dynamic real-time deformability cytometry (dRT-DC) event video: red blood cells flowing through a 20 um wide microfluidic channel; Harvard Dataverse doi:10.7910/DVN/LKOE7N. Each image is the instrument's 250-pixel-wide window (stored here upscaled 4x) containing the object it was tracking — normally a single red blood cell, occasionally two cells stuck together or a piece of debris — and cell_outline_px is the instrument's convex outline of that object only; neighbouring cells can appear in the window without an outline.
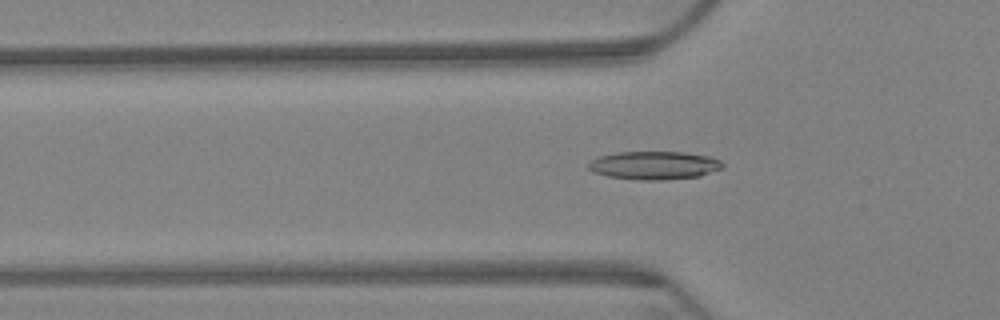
{"species": "Egyptian fruit bat (a non-hibernating species)", "species_latin": "Rousettus aegyptiacus", "temperature_condition": "warm", "stored_images_in_passage": 63, "camera_frame_rate_fps": 3000, "um_per_image_px": 0.085, "animal": {"sex": "female"}, "frame": {"image": 1, "passage_image": 20, "time_ms": 6.333, "image_size_px": [1000, 320], "cell_outline_px": [[724, 168], [700, 176], [660, 180], [636, 180], [608, 176], [592, 172], [588, 168], [588, 164], [592, 160], [600, 156], [616, 152], [684, 152], [712, 156], [720, 160], [724, 164]], "centroid_in_image_um": [55.64, 14.05], "position_along_channel_um": 70.2, "area_um2": 22.25}}
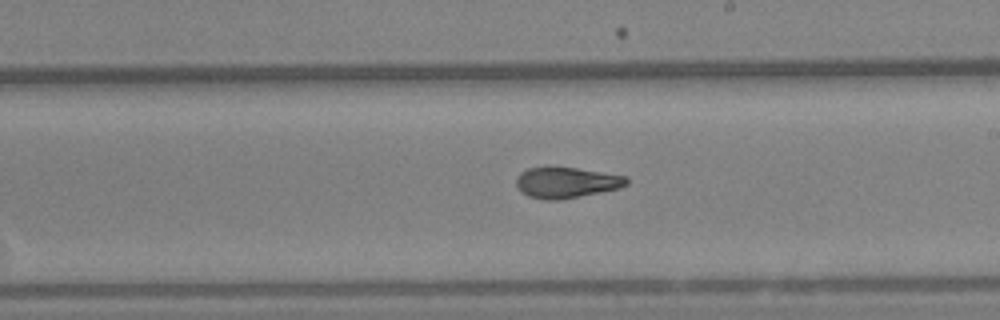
{"frame": {"image": 2, "passage_image": 36, "time_ms": 11.667, "image_size_px": [1000, 320], "cell_outline_px": [[628, 184], [620, 188], [560, 200], [544, 200], [528, 196], [520, 192], [516, 184], [516, 176], [520, 172], [528, 168], [548, 164], [552, 164], [628, 176]], "centroid_in_image_um": [48.09, 15.48], "position_along_channel_um": 240.9, "area_um2": 20.58}}
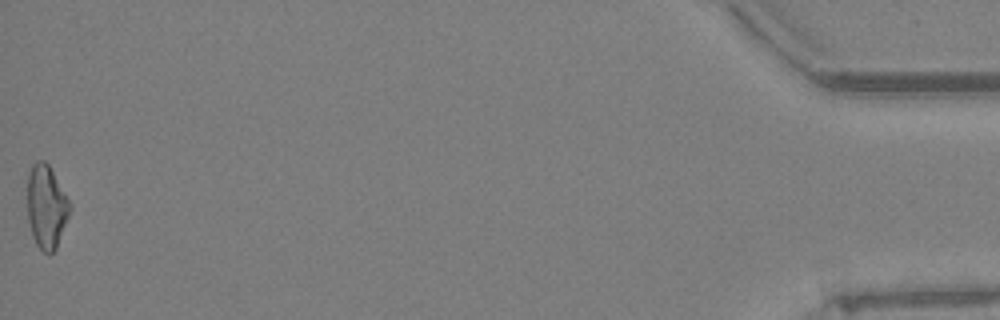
{"frame": {"image": 3, "passage_image": 63, "time_ms": 20.667, "image_size_px": [1000, 320], "cell_outline_px": [[72, 208], [56, 248], [52, 252], [44, 252], [36, 244], [32, 236], [28, 220], [28, 176], [32, 164], [36, 160], [44, 160], [48, 164], [72, 204]], "centroid_in_image_um": [3.95, 17.55], "position_along_channel_um": 431.2, "area_um2": 20.58}, "authors_computed_cell_mechanics": {"area_um2": 20.4612, "velocity_mm_per_s": 3.2074, "shape_relaxation_time_tau1_ms": 11.3772, "shape_relaxation_time_tau2_ms": 3.4382, "deformation_change_tau1": 0.2361, "deformation_change_tau2": 0.1023}}